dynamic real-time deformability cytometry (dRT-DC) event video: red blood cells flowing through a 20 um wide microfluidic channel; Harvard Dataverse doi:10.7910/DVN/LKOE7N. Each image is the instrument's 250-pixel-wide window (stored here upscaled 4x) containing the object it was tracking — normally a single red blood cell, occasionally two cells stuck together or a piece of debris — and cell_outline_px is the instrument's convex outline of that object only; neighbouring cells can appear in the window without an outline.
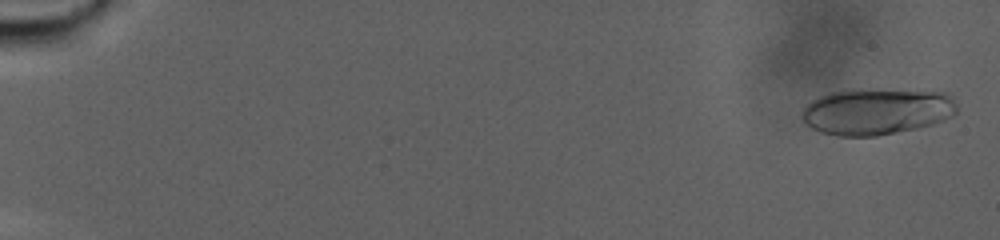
{"species": "human", "species_latin": "Homo sapiens", "temperature_condition": "warm", "stored_images_in_passage": 105, "camera_frame_rate_fps": 3000, "um_per_image_px": 0.085, "donor": {"sex": "male"}, "frame": {"image": 1, "passage_image": 3, "time_ms": 0.667, "image_size_px": [1000, 240], "cell_outline_px": [[956, 112], [952, 116], [944, 120], [932, 124], [916, 128], [876, 136], [836, 136], [820, 132], [804, 124], [800, 116], [800, 112], [812, 100], [828, 92], [948, 92], [952, 96], [956, 104]], "centroid_in_image_um": [74.48, 9.53], "position_along_channel_um": 10.5, "area_um2": 40.81}}
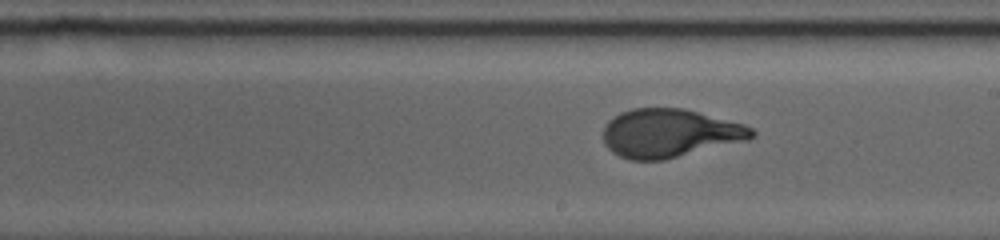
{"frame": {"image": 2, "passage_image": 64, "time_ms": 21.0, "image_size_px": [1000, 240], "cell_outline_px": [[756, 136], [748, 140], [664, 160], [632, 160], [620, 156], [612, 152], [604, 144], [604, 124], [608, 120], [620, 112], [632, 108], [684, 108], [744, 124], [752, 128], [756, 132]], "centroid_in_image_um": [56.92, 11.32], "position_along_channel_um": 232.1, "area_um2": 42.14}}
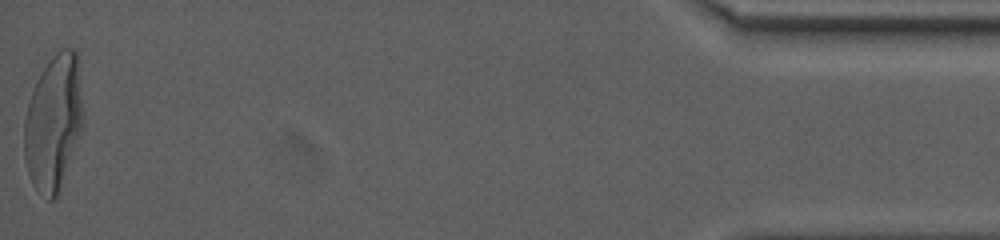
{"frame": {"image": 3, "passage_image": 105, "time_ms": 34.667, "image_size_px": [1000, 240], "cell_outline_px": [[84, 120], [60, 192], [52, 200], [48, 200], [32, 184], [28, 176], [24, 160], [24, 120], [28, 104], [36, 80], [44, 68], [56, 52], [60, 48], [72, 48], [76, 52]], "centroid_in_image_um": [4.53, 10.46], "position_along_channel_um": 430.7, "area_um2": 46.36}, "authors_computed_cell_mechanics": {"area_um2": 41.3848, "velocity_mm_per_s": 2.0547, "shape_relaxation_time_tau1_ms": 9.4562, "shape_relaxation_time_tau2_ms": null, "deformation_change_tau1": 0.2924, "deformation_change_tau2": null}}